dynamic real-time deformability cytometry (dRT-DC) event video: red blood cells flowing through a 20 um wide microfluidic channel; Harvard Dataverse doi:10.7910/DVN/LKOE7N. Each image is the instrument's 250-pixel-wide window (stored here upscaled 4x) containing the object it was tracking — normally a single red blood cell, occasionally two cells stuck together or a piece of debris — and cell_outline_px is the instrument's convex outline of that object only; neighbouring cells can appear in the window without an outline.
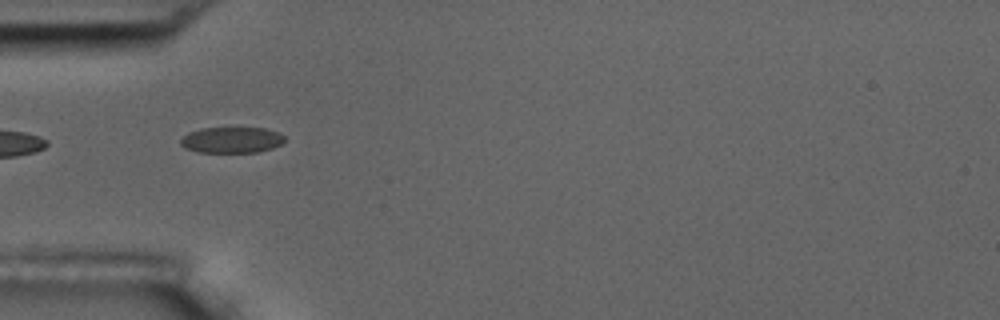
{"species": "common noctule bat (a hibernating species)", "species_latin": "Nyctalus noctula", "temperature_condition": "room temperature", "stored_images_in_passage": 10, "segment_of_instrument_passage": [2, 2], "camera_frame_rate_fps": 3000, "um_per_image_px": 0.085, "animal": {"sex": "male", "body_mass_g": 17.5, "forearm_length_mm": 52.3}, "frame": {"image": 1, "passage_image": 5, "time_ms": 5.333, "image_size_px": [1000, 320], "cell_outline_px": [[284, 140], [280, 144], [272, 148], [256, 152], [196, 152], [184, 148], [180, 144], [180, 140], [188, 132], [200, 128], [264, 128], [280, 132], [284, 136]], "centroid_in_image_um": [19.66, 11.89], "position_along_channel_um": 65.3, "area_um2": 15.78}}
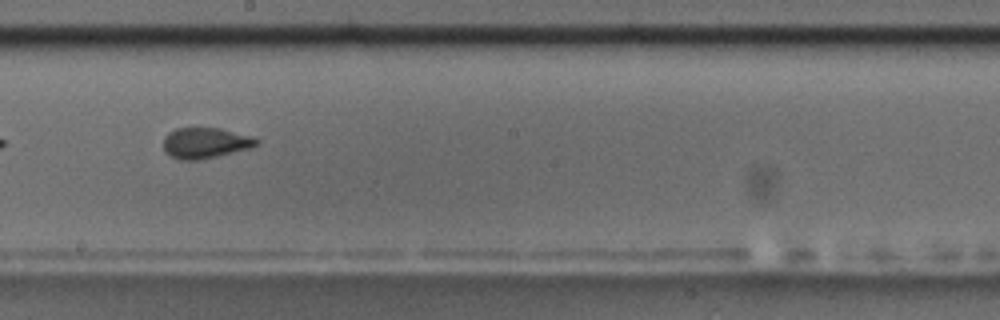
{"frame": {"image": 2, "passage_image": 9, "time_ms": 10.0, "image_size_px": [1000, 320], "cell_outline_px": [[260, 144], [252, 148], [200, 160], [180, 160], [164, 152], [164, 136], [168, 132], [176, 128], [220, 128], [256, 136], [260, 140]], "centroid_in_image_um": [17.52, 12.14], "position_along_channel_um": 230.7, "area_um2": 17.05}}
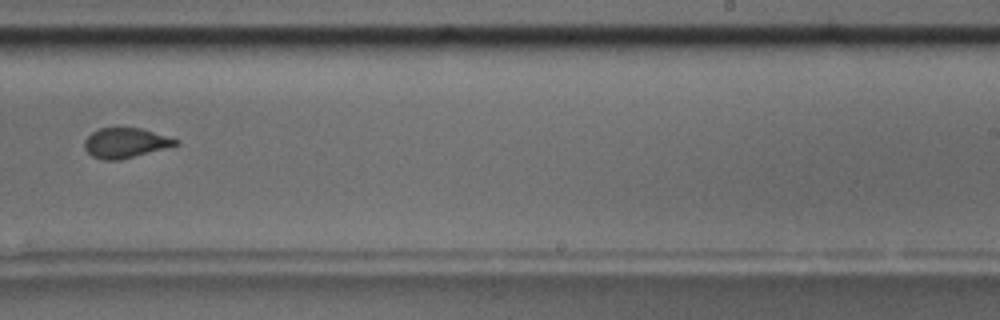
{"frame": {"image": 3, "passage_image": 10, "time_ms": 11.333, "image_size_px": [1000, 320], "cell_outline_px": [[180, 144], [120, 160], [104, 160], [92, 156], [84, 148], [84, 140], [92, 132], [100, 128], [116, 124], [140, 128], [180, 140]], "centroid_in_image_um": [10.63, 12.1], "position_along_channel_um": 278.4, "area_um2": 16.36}}